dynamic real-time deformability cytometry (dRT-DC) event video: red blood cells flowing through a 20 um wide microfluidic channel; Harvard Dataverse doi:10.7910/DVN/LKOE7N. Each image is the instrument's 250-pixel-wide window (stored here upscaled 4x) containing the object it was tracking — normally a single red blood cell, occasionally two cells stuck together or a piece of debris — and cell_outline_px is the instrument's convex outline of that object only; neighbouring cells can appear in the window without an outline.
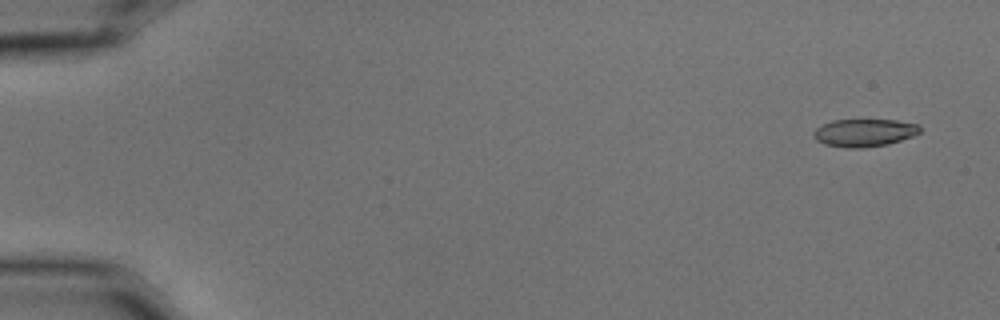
{"species": "common noctule bat (a hibernating species)", "species_latin": "Nyctalus noctula", "temperature_condition": "cold", "stored_images_in_passage": 6, "segment_of_instrument_passage": [2, 2], "camera_frame_rate_fps": 3000, "um_per_image_px": 0.085, "animal": {"sex": "male", "body_mass_g": 15.6}, "frame": {"image": 1, "passage_image": 6, "time_ms": 1.667, "image_size_px": [1000, 320], "cell_outline_px": [[920, 132], [912, 136], [888, 144], [860, 148], [844, 148], [824, 144], [816, 140], [812, 132], [816, 128], [832, 120], [896, 120], [920, 124]], "centroid_in_image_um": [73.45, 11.28], "position_along_channel_um": 11.5, "area_um2": 17.17}}